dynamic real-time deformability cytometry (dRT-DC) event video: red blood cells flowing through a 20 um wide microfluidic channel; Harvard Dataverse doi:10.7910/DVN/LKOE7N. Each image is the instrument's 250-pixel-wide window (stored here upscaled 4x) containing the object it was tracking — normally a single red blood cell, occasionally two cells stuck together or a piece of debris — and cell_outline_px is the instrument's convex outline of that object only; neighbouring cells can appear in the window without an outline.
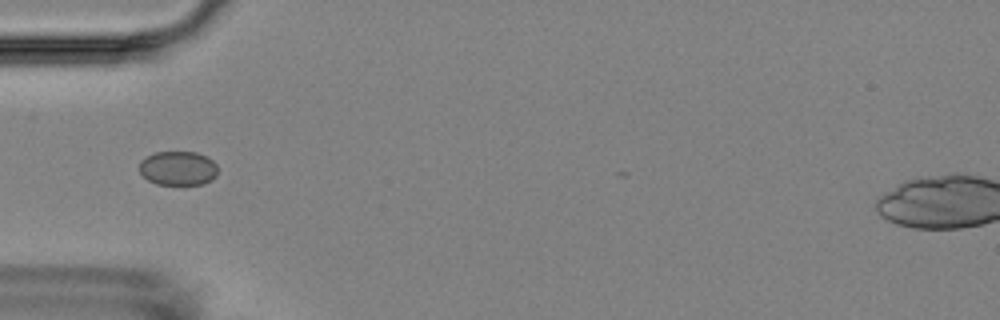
{"species": "Egyptian fruit bat (a non-hibernating species)", "species_latin": "Rousettus aegyptiacus", "temperature_condition": "room temperature", "stored_images_in_passage": 7, "camera_frame_rate_fps": 3000, "um_per_image_px": 0.085, "animal": {"sex": "female"}, "frame": {"image": 1, "passage_image": 1, "time_ms": 0.0, "image_size_px": [1000, 320], "cell_outline_px": [[216, 176], [212, 180], [204, 184], [156, 184], [148, 180], [140, 172], [140, 160], [144, 156], [156, 152], [196, 152], [208, 156], [216, 164]], "centroid_in_image_um": [15.13, 14.29], "position_along_channel_um": 69.9, "area_um2": 15.72}}
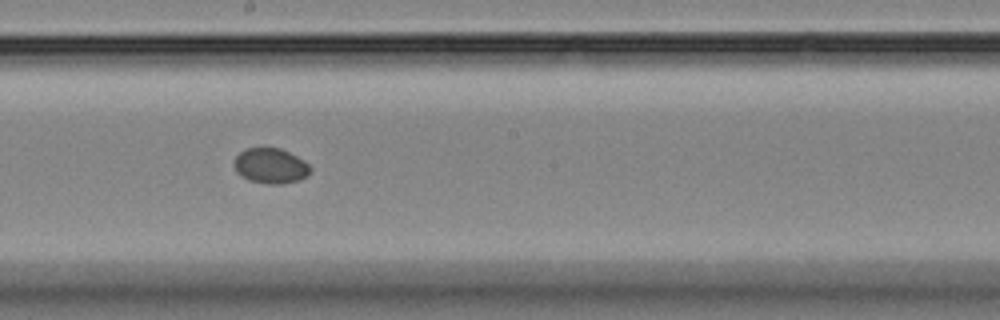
{"frame": {"image": 2, "passage_image": 5, "time_ms": 4.333, "image_size_px": [1000, 320], "cell_outline_px": [[312, 168], [308, 176], [300, 180], [284, 184], [268, 184], [248, 180], [236, 172], [232, 164], [236, 156], [244, 148], [280, 148], [304, 160]], "centroid_in_image_um": [23.0, 14.11], "position_along_channel_um": 225.2, "area_um2": 15.9}}
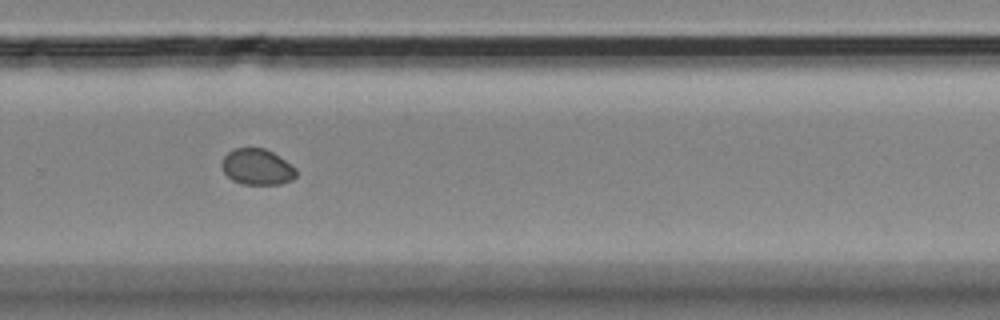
{"frame": {"image": 3, "passage_image": 7, "time_ms": 6.667, "image_size_px": [1000, 320], "cell_outline_px": [[296, 176], [292, 180], [280, 184], [244, 184], [232, 180], [220, 168], [220, 164], [224, 156], [232, 148], [264, 148], [272, 152], [296, 168]], "centroid_in_image_um": [21.82, 14.18], "position_along_channel_um": 308.0, "area_um2": 15.61}}